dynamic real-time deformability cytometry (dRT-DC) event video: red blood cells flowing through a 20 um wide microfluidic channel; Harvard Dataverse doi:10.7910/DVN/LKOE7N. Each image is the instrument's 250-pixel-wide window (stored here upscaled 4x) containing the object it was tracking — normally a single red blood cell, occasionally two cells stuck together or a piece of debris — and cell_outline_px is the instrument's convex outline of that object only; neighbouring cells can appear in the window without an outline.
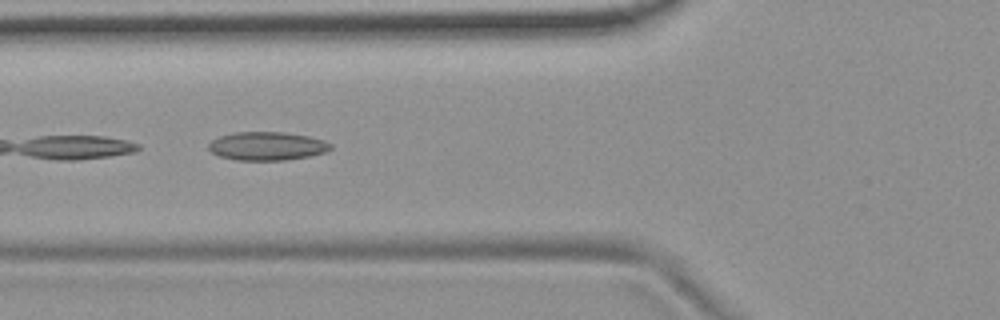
{"species": "common noctule bat (a hibernating species)", "species_latin": "Nyctalus noctula", "temperature_condition": "room temperature", "stored_images_in_passage": 9, "camera_frame_rate_fps": 3000, "um_per_image_px": 0.085, "animal": {"sex": "female", "body_mass_g": 19.9}, "frame": {"image": 1, "passage_image": 4, "time_ms": 3.333, "image_size_px": [1000, 320], "cell_outline_px": [[332, 148], [328, 152], [312, 156], [284, 160], [236, 160], [220, 156], [212, 152], [208, 148], [208, 144], [212, 140], [220, 136], [232, 132], [284, 132], [308, 136], [324, 140], [332, 144]], "centroid_in_image_um": [22.73, 12.41], "position_along_channel_um": 103.1, "area_um2": 20.4}}
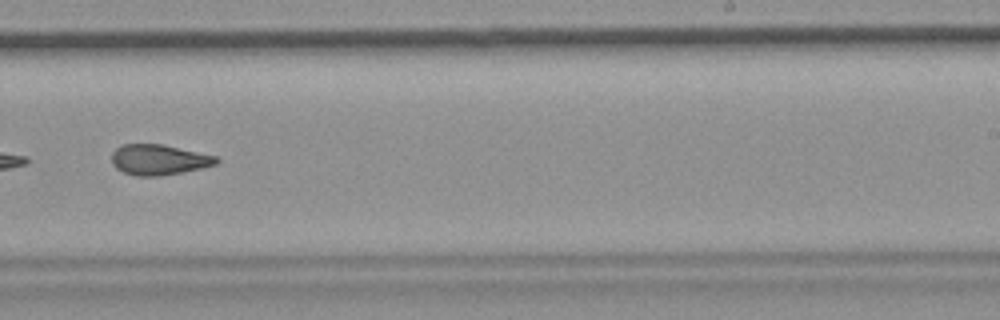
{"frame": {"image": 2, "passage_image": 8, "time_ms": 8.0, "image_size_px": [1000, 320], "cell_outline_px": [[220, 160], [216, 164], [200, 168], [160, 176], [136, 176], [124, 172], [116, 168], [112, 164], [112, 152], [120, 144], [164, 144], [216, 156]], "centroid_in_image_um": [13.47, 13.56], "position_along_channel_um": 275.5, "area_um2": 18.55}}
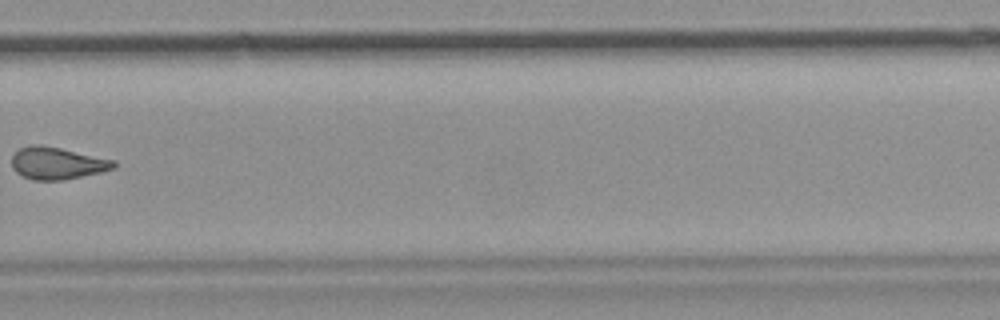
{"frame": {"image": 3, "passage_image": 9, "time_ms": 9.333, "image_size_px": [1000, 320], "cell_outline_px": [[116, 168], [100, 172], [64, 180], [32, 180], [16, 172], [12, 168], [12, 156], [20, 148], [32, 144], [40, 144], [60, 148], [116, 160]], "centroid_in_image_um": [4.86, 13.87], "position_along_channel_um": 324.9, "area_um2": 19.13}}